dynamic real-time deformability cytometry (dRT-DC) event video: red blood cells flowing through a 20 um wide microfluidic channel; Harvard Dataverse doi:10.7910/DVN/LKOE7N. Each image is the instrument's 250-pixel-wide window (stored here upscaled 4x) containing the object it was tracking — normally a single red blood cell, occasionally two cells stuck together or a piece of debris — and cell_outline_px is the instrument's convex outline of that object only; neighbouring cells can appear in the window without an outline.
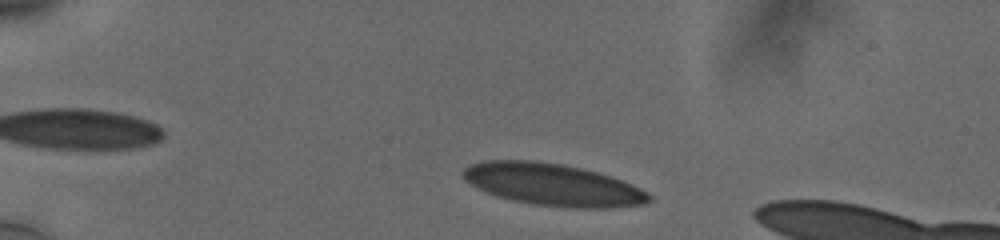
{"species": "human", "species_latin": "Homo sapiens", "temperature_condition": "cold", "stored_images_in_passage": 42, "camera_frame_rate_fps": 3000, "um_per_image_px": 0.085, "donor": {"sex": "male"}, "frame": {"image": 1, "passage_image": 4, "time_ms": 1.0, "image_size_px": [1000, 240], "cell_outline_px": [[652, 200], [644, 204], [608, 208], [572, 208], [536, 204], [512, 200], [496, 196], [484, 192], [464, 180], [460, 172], [468, 164], [484, 160], [532, 160], [560, 164], [580, 168], [612, 176], [632, 184], [648, 192], [652, 196]], "centroid_in_image_um": [46.96, 15.69], "position_along_channel_um": 38.0, "area_um2": 45.84}}
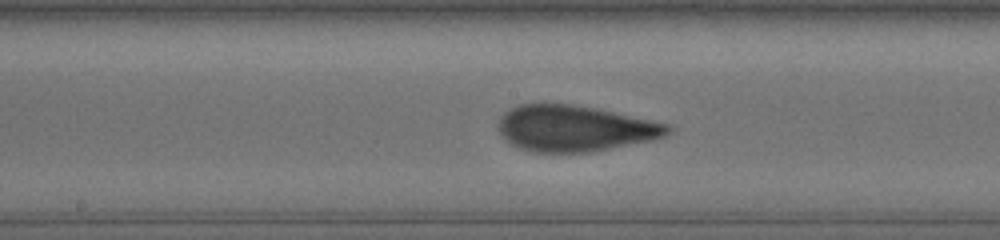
{"frame": {"image": 2, "passage_image": 22, "time_ms": 7.0, "image_size_px": [1000, 240], "cell_outline_px": [[672, 128], [664, 136], [652, 140], [592, 152], [536, 152], [520, 148], [504, 140], [496, 124], [500, 116], [504, 112], [520, 104], [572, 104], [596, 108], [652, 120], [668, 124]], "centroid_in_image_um": [48.83, 10.91], "position_along_channel_um": 199.4, "area_um2": 45.43}}
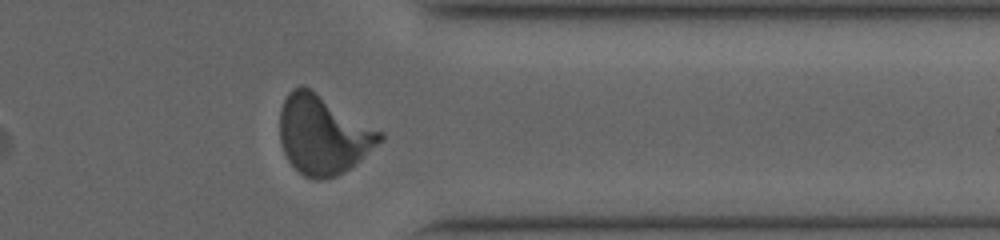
{"frame": {"image": 3, "passage_image": 37, "time_ms": 12.0, "image_size_px": [1000, 240], "cell_outline_px": [[384, 140], [360, 160], [344, 172], [336, 176], [324, 180], [312, 180], [304, 176], [288, 160], [284, 152], [280, 140], [280, 108], [288, 92], [292, 88], [300, 84], [308, 88], [384, 132]], "centroid_in_image_um": [27.46, 11.47], "position_along_channel_um": 383.9, "area_um2": 46.01}, "authors_computed_cell_mechanics": {"area_um2": 45.3441, "velocity_mm_per_s": 3.7585, "shape_relaxation_time_tau1_ms": null, "shape_relaxation_time_tau2_ms": 0.6187, "deformation_change_tau1": null, "deformation_change_tau2": 0.07}}